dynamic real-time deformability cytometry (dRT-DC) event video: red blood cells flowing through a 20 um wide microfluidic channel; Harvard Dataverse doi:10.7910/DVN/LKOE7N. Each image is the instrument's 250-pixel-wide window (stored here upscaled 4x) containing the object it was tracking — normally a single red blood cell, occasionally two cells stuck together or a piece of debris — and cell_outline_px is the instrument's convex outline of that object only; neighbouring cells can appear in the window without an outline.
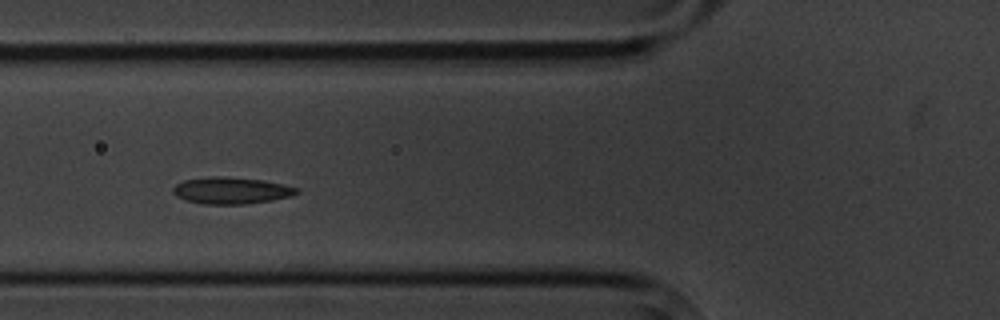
{"species": "common noctule bat (a hibernating species)", "species_latin": "Nyctalus noctula", "temperature_condition": "cold", "stored_images_in_passage": 14, "camera_frame_rate_fps": 3000, "um_per_image_px": 0.085, "animal": {"sex": "male", "body_mass_g": 20.1, "forearm_length_mm": 53.5}, "frame": {"image": 1, "passage_image": 4, "time_ms": 3.333, "image_size_px": [1000, 320], "cell_outline_px": [[300, 192], [292, 196], [272, 200], [248, 204], [204, 204], [188, 200], [176, 196], [172, 192], [172, 188], [176, 184], [184, 180], [212, 176], [220, 176], [264, 180], [300, 188]], "centroid_in_image_um": [19.69, 16.19], "position_along_channel_um": 106.1, "area_um2": 19.31}}
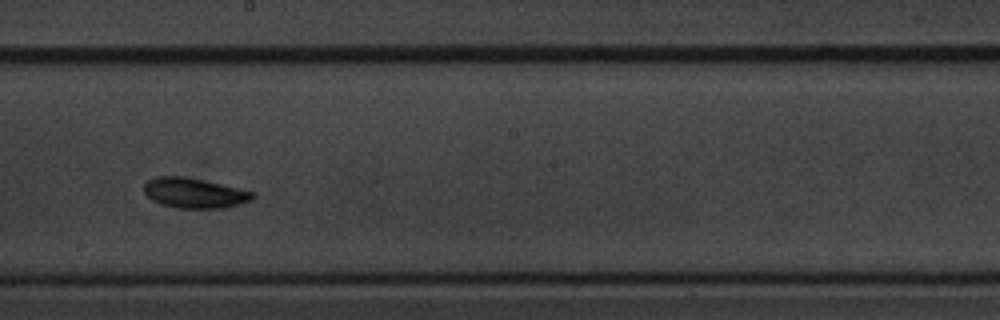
{"frame": {"image": 2, "passage_image": 7, "time_ms": 7.0, "image_size_px": [1000, 320], "cell_outline_px": [[256, 196], [252, 200], [240, 204], [224, 208], [176, 208], [160, 204], [152, 200], [144, 192], [144, 184], [148, 180], [156, 176], [184, 176], [204, 180], [252, 192]], "centroid_in_image_um": [16.49, 16.41], "position_along_channel_um": 231.7, "area_um2": 19.02}}
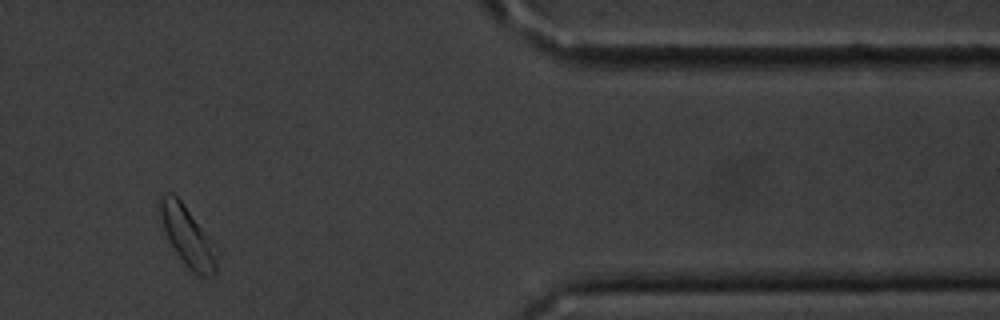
{"frame": {"image": 3, "passage_image": 11, "time_ms": 12.667, "image_size_px": [1000, 320], "cell_outline_px": [[216, 272], [212, 276], [200, 276], [176, 252], [164, 228], [160, 212], [160, 196], [164, 192], [172, 192], [184, 204], [212, 240], [216, 260]], "centroid_in_image_um": [15.94, 20.02], "position_along_channel_um": 395.5, "area_um2": 18.79}, "authors_computed_cell_mechanics": {"area_um2": 18.785, "velocity_mm_per_s": 3.4317, "shape_relaxation_time_tau1_ms": 2.5904, "shape_relaxation_time_tau2_ms": 3.2282, "deformation_change_tau1": 0.0832, "deformation_change_tau2": 0.0893}}